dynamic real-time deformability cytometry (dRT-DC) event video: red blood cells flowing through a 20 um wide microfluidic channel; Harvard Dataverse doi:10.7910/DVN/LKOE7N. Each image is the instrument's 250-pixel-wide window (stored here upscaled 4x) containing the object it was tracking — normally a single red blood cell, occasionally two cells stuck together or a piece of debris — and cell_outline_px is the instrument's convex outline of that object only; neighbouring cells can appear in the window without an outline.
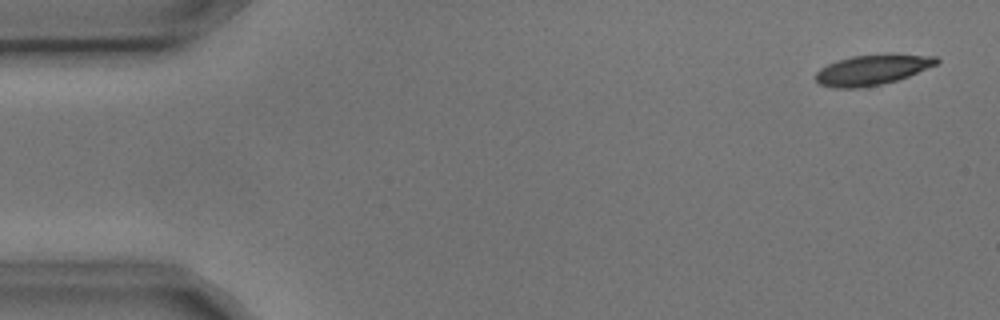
{"species": "common noctule bat (a hibernating species)", "species_latin": "Nyctalus noctula", "temperature_condition": "cold", "stored_images_in_passage": 8, "camera_frame_rate_fps": 3000, "um_per_image_px": 0.085, "animal": {"sex": "male", "body_mass_g": 17.9, "forearm_length_mm": 54.2}, "frame": {"image": 1, "passage_image": 1, "time_ms": 0.0, "image_size_px": [1000, 320], "cell_outline_px": [[940, 60], [936, 64], [908, 76], [896, 80], [880, 84], [856, 88], [836, 88], [820, 84], [816, 80], [816, 72], [820, 68], [828, 64], [852, 56], [888, 52], [892, 52], [936, 56]], "centroid_in_image_um": [74.17, 5.89], "position_along_channel_um": 10.8, "area_um2": 21.5}}
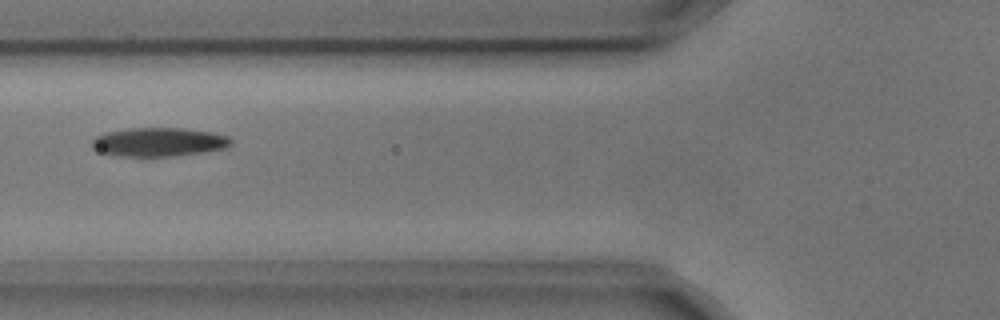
{"frame": {"image": 2, "passage_image": 6, "time_ms": 1.667, "image_size_px": [1000, 320], "cell_outline_px": [[232, 144], [224, 148], [176, 156], [116, 156], [96, 152], [92, 148], [92, 140], [96, 136], [108, 132], [128, 128], [184, 128], [212, 132], [228, 136], [232, 140]], "centroid_in_image_um": [13.46, 12.07], "position_along_channel_um": 112.3, "area_um2": 23.41}}
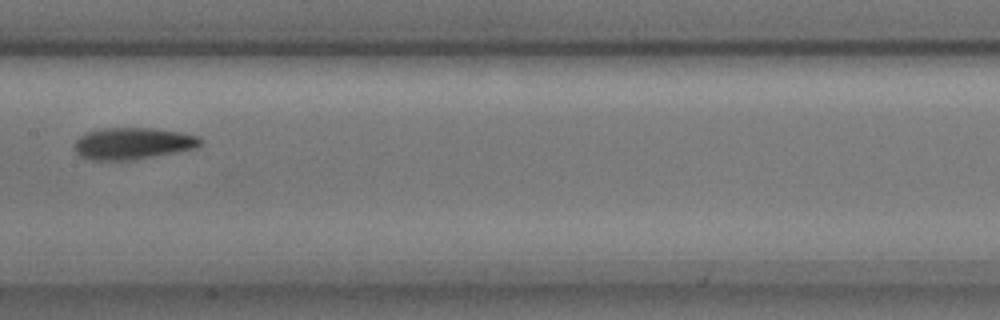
{"frame": {"image": 3, "passage_image": 8, "time_ms": 2.333, "image_size_px": [1000, 320], "cell_outline_px": [[200, 144], [196, 148], [132, 160], [92, 160], [80, 156], [76, 152], [76, 140], [84, 132], [104, 128], [152, 128], [180, 132], [200, 136]], "centroid_in_image_um": [11.27, 12.19], "position_along_channel_um": 196.1, "area_um2": 23.12}}